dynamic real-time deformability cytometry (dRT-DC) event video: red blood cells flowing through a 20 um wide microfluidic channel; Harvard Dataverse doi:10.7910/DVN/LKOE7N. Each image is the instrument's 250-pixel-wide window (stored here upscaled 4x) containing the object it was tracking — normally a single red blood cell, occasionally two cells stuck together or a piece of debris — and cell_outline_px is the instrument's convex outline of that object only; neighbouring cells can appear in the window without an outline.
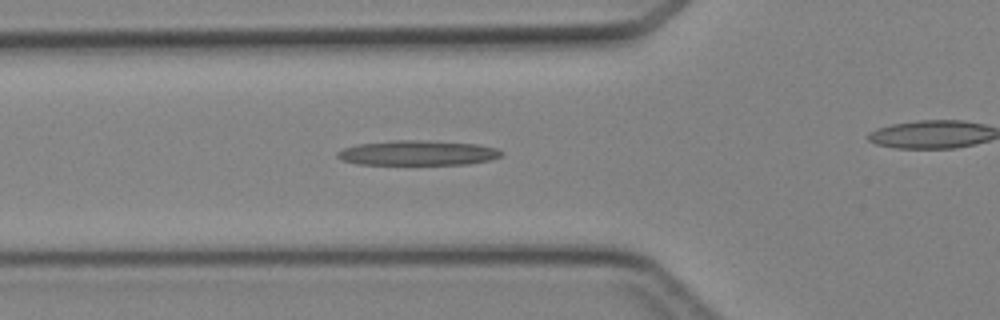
{"species": "Egyptian fruit bat (a non-hibernating species)", "species_latin": "Rousettus aegyptiacus", "temperature_condition": "cold", "stored_images_in_passage": 25, "camera_frame_rate_fps": 3000, "um_per_image_px": 0.085, "animal": {"sex": "female"}, "frame": {"image": 1, "passage_image": 2, "time_ms": 0.333, "image_size_px": [1000, 320], "cell_outline_px": [[504, 152], [500, 156], [492, 160], [468, 164], [356, 164], [344, 160], [336, 156], [336, 152], [344, 148], [356, 144], [392, 140], [428, 140], [476, 144], [496, 148]], "centroid_in_image_um": [35.51, 12.99], "position_along_channel_um": 90.3, "area_um2": 23.87}}
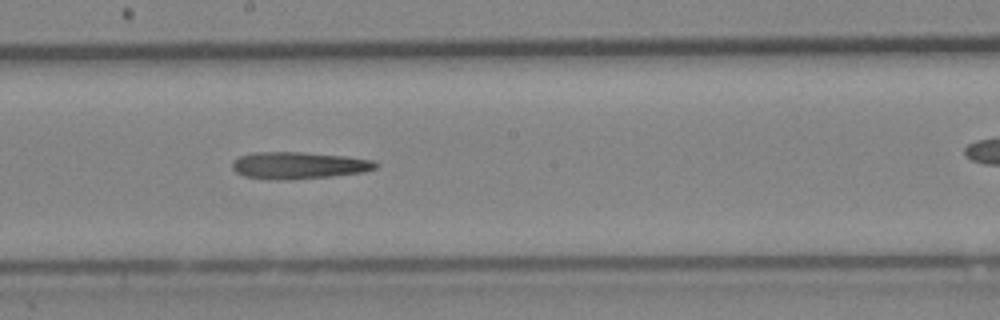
{"frame": {"image": 2, "passage_image": 11, "time_ms": 3.333, "image_size_px": [1000, 320], "cell_outline_px": [[380, 164], [376, 168], [364, 172], [332, 176], [276, 180], [272, 180], [244, 176], [236, 172], [232, 168], [232, 160], [240, 156], [252, 152], [300, 152], [344, 156], [372, 160]], "centroid_in_image_um": [25.36, 14.05], "position_along_channel_um": 222.8, "area_um2": 22.48}}
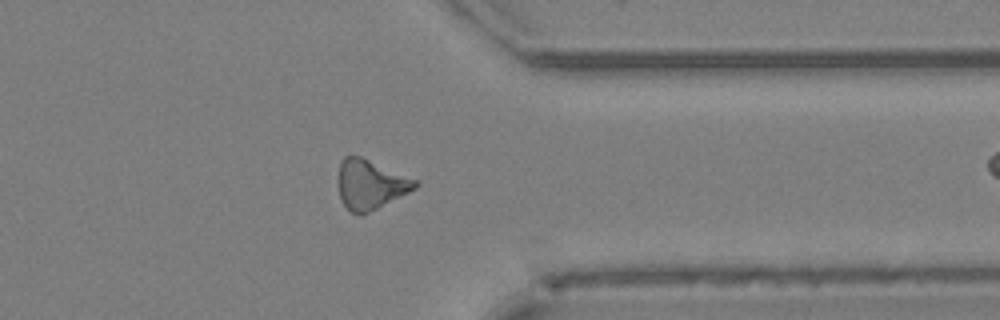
{"frame": {"image": 3, "passage_image": 22, "time_ms": 7.0, "image_size_px": [1000, 320], "cell_outline_px": [[420, 184], [416, 188], [368, 212], [352, 212], [340, 200], [336, 184], [336, 180], [340, 160], [344, 156], [360, 156], [420, 180]], "centroid_in_image_um": [31.46, 15.63], "position_along_channel_um": 379.9, "area_um2": 22.31}}